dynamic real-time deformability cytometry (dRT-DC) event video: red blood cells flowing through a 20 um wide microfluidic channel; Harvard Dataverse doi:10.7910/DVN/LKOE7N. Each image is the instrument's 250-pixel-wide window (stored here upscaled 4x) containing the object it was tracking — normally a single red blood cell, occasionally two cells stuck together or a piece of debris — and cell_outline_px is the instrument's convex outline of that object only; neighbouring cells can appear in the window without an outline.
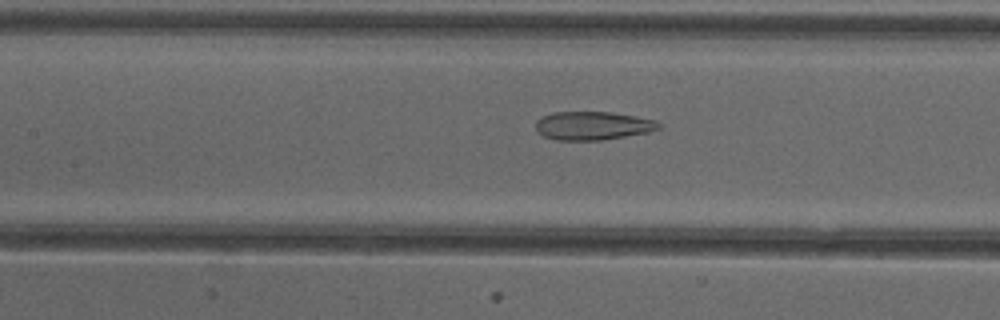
{"species": "common noctule bat (a hibernating species)", "species_latin": "Nyctalus noctula", "temperature_condition": "cold", "stored_images_in_passage": 51, "camera_frame_rate_fps": 3000, "um_per_image_px": 0.085, "animal": {"sex": "female"}, "frame": {"image": 1, "passage_image": 23, "time_ms": 7.333, "image_size_px": [1000, 320], "cell_outline_px": [[660, 128], [648, 132], [600, 140], [556, 140], [544, 136], [536, 132], [536, 120], [552, 112], [612, 112], [636, 116], [656, 120], [660, 124]], "centroid_in_image_um": [50.37, 10.68], "position_along_channel_um": 157.0, "area_um2": 20.35}}
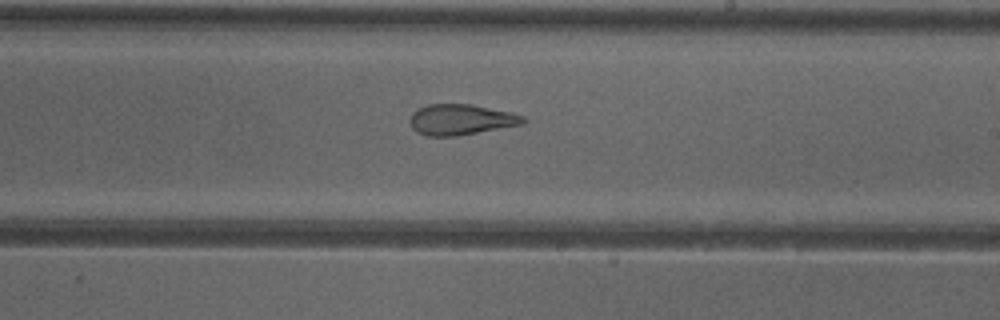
{"frame": {"image": 2, "passage_image": 30, "time_ms": 9.667, "image_size_px": [1000, 320], "cell_outline_px": [[528, 120], [524, 124], [456, 136], [428, 136], [416, 132], [412, 128], [408, 120], [412, 112], [428, 104], [472, 104], [512, 112], [524, 116]], "centroid_in_image_um": [39.19, 10.16], "position_along_channel_um": 249.8, "area_um2": 20.46}}
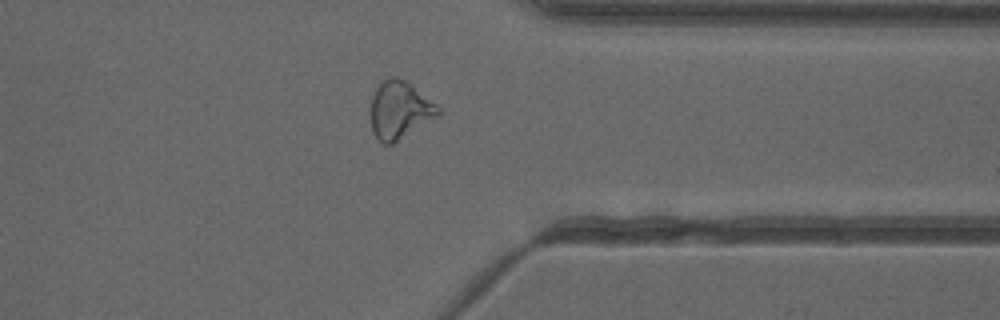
{"frame": {"image": 3, "passage_image": 40, "time_ms": 13.0, "image_size_px": [1000, 320], "cell_outline_px": [[440, 116], [392, 144], [384, 144], [372, 132], [372, 96], [380, 80], [388, 76], [396, 76], [408, 80], [436, 104], [440, 108]], "centroid_in_image_um": [34.0, 9.31], "position_along_channel_um": 377.4, "area_um2": 22.95}, "authors_computed_cell_mechanics": {"area_um2": 25.143, "velocity_mm_per_s": 3.9871, "shape_relaxation_time_tau1_ms": null, "shape_relaxation_time_tau2_ms": 2.3428, "deformation_change_tau1": null, "deformation_change_tau2": 0.1138}}